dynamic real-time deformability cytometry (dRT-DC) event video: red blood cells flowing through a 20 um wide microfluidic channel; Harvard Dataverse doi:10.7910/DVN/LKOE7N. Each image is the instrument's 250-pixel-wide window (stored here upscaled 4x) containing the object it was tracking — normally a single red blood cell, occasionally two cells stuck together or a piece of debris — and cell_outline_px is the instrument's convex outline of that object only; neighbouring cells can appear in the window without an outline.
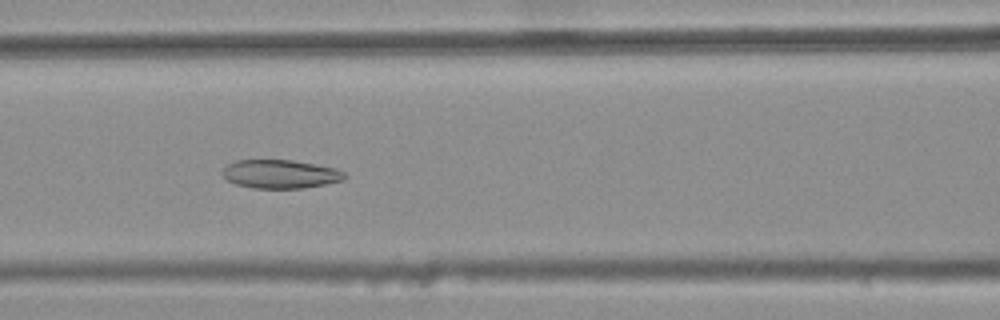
{"species": "common noctule bat (a hibernating species)", "species_latin": "Nyctalus noctula", "temperature_condition": "warm", "stored_images_in_passage": 38, "camera_frame_rate_fps": 3000, "um_per_image_px": 0.085, "animal": {"sex": "female", "body_mass_g": 25.1}, "frame": {"image": 1, "passage_image": 16, "time_ms": 5.0, "image_size_px": [1000, 320], "cell_outline_px": [[348, 176], [344, 180], [324, 184], [300, 188], [252, 188], [236, 184], [228, 180], [224, 176], [224, 168], [228, 164], [236, 160], [292, 160], [316, 164], [336, 168], [344, 172]], "centroid_in_image_um": [23.87, 14.79], "position_along_channel_um": 142.7, "area_um2": 20.23}}
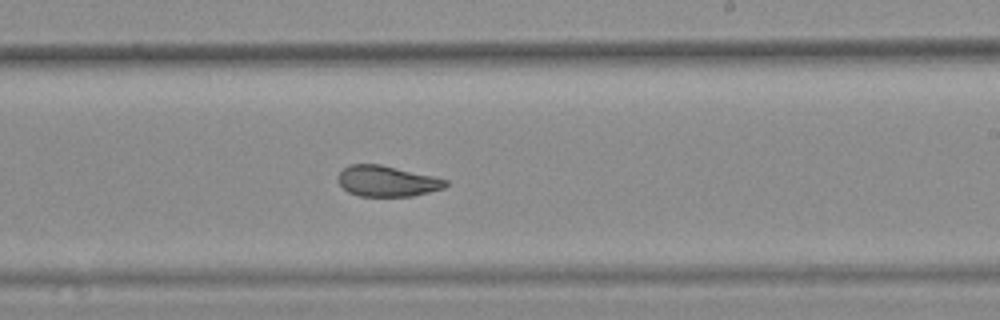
{"frame": {"image": 2, "passage_image": 25, "time_ms": 8.0, "image_size_px": [1000, 320], "cell_outline_px": [[448, 184], [444, 188], [412, 196], [360, 196], [348, 192], [336, 180], [336, 176], [348, 164], [380, 164], [432, 176], [448, 180]], "centroid_in_image_um": [32.86, 15.39], "position_along_channel_um": 256.1, "area_um2": 19.25}}
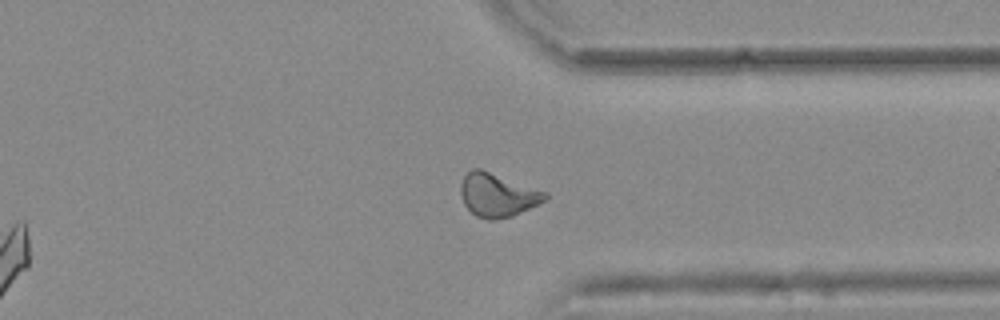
{"frame": {"image": 3, "passage_image": 34, "time_ms": 11.0, "image_size_px": [1000, 320], "cell_outline_px": [[548, 196], [544, 200], [512, 216], [492, 220], [488, 220], [476, 216], [464, 204], [460, 192], [460, 184], [464, 176], [472, 168], [480, 168], [548, 192]], "centroid_in_image_um": [42.26, 16.56], "position_along_channel_um": 369.1, "area_um2": 21.21}, "authors_computed_cell_mechanics": {"area_um2": 20.3745, "velocity_mm_per_s": 3.7869, "shape_relaxation_time_tau1_ms": null, "shape_relaxation_time_tau2_ms": 2.3335, "deformation_change_tau1": null, "deformation_change_tau2": 0.0891}}